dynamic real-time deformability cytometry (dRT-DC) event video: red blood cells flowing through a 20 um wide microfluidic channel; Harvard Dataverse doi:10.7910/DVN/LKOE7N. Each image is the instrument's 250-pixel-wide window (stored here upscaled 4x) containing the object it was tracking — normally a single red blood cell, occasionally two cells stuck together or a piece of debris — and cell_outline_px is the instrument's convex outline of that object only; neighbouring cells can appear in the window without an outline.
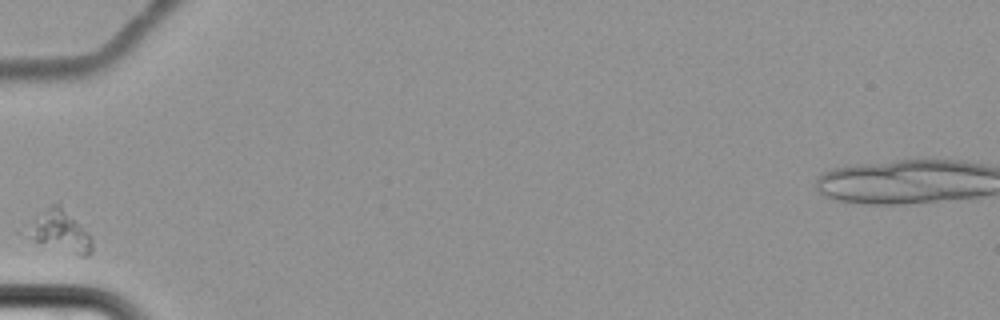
{"species": "common noctule bat (a hibernating species)", "species_latin": "Nyctalus noctula", "temperature_condition": "cold", "stored_images_in_passage": 3, "camera_frame_rate_fps": 3000, "um_per_image_px": 0.085, "animal": {"sex": "female", "body_mass_g": 22.7, "forearm_length_mm": 54.2}, "frame": {"image": 1, "passage_image": 1, "time_ms": 0.0, "image_size_px": [1000, 320], "cell_outline_px": [[92, 252], [88, 256], [80, 256], [36, 240], [16, 232], [16, 228], [56, 200], [60, 204], [92, 240]], "centroid_in_image_um": [4.88, 19.59], "position_along_channel_um": 80.1, "area_um2": 16.07}}
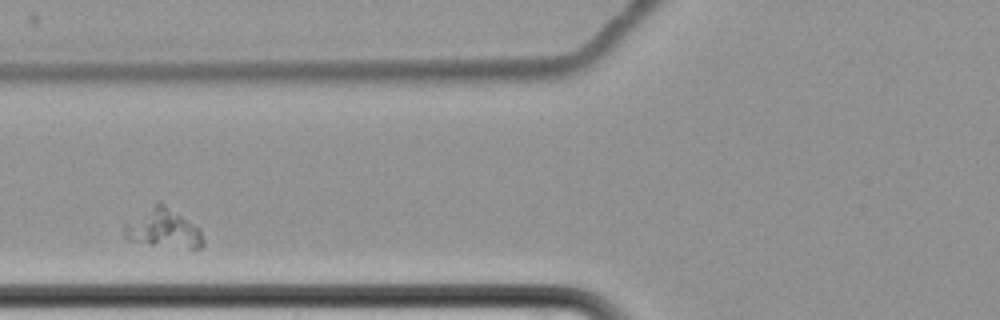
{"frame": {"image": 2, "passage_image": 2, "time_ms": 1.0, "image_size_px": [1000, 320], "cell_outline_px": [[204, 244], [200, 248], [188, 248], [152, 244], [128, 240], [124, 236], [124, 224], [156, 200], [160, 200], [200, 228], [204, 240]], "centroid_in_image_um": [13.88, 19.37], "position_along_channel_um": 111.9, "area_um2": 18.03}}
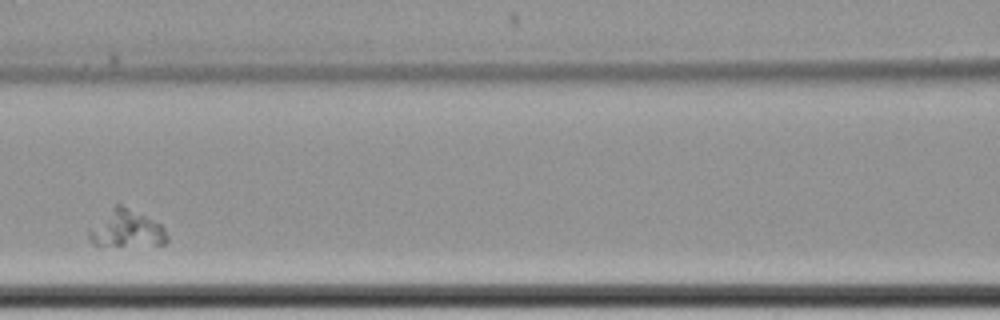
{"frame": {"image": 3, "passage_image": 3, "time_ms": 2.333, "image_size_px": [1000, 320], "cell_outline_px": [[168, 240], [164, 244], [96, 248], [92, 244], [88, 236], [88, 228], [116, 204], [120, 204], [160, 224], [164, 228], [168, 236]], "centroid_in_image_um": [10.68, 19.52], "position_along_channel_um": 155.9, "area_um2": 17.22}}